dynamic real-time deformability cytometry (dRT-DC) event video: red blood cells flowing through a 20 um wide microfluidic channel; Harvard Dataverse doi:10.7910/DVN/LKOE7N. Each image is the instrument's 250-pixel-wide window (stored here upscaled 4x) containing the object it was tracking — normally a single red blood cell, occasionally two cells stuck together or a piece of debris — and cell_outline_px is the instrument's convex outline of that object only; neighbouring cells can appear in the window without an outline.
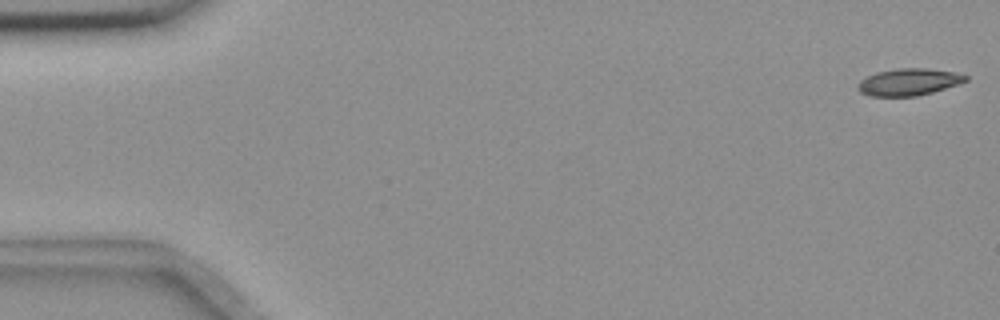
{"species": "common noctule bat (a hibernating species)", "species_latin": "Nyctalus noctula", "temperature_condition": "room temperature", "stored_images_in_passage": 56, "camera_frame_rate_fps": 3000, "um_per_image_px": 0.085, "animal": {"sex": "female", "body_mass_g": 18.4}, "frame": {"image": 1, "passage_image": 1, "time_ms": 0.0, "image_size_px": [1000, 320], "cell_outline_px": [[968, 80], [960, 84], [932, 92], [916, 96], [868, 96], [860, 92], [856, 88], [856, 84], [860, 80], [876, 72], [896, 68], [924, 68], [956, 72], [968, 76]], "centroid_in_image_um": [77.23, 6.97], "position_along_channel_um": 7.8, "area_um2": 17.11}}
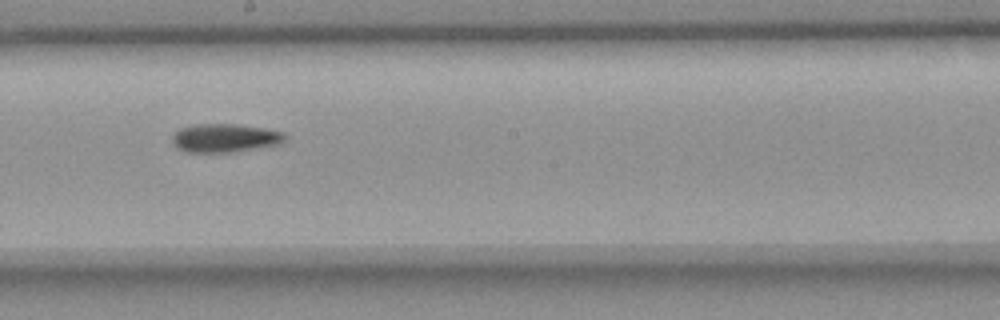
{"frame": {"image": 2, "passage_image": 31, "time_ms": 10.0, "image_size_px": [1000, 320], "cell_outline_px": [[288, 136], [280, 144], [228, 152], [188, 152], [180, 148], [172, 140], [172, 136], [180, 128], [196, 124], [232, 124], [264, 128], [284, 132]], "centroid_in_image_um": [19.15, 11.72], "position_along_channel_um": 229.1, "area_um2": 18.38}}
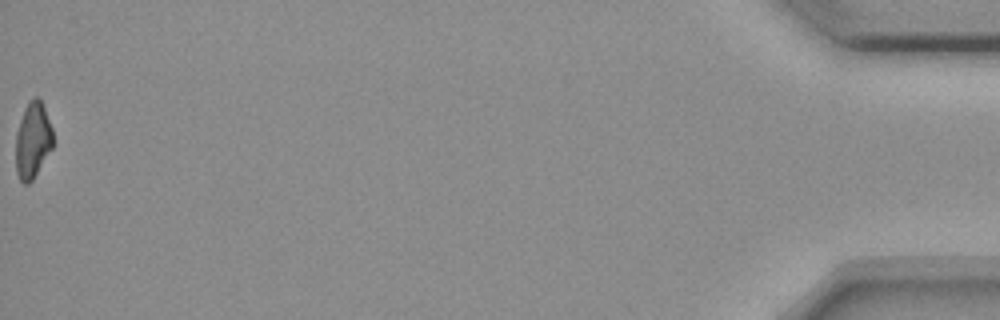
{"frame": {"image": 3, "passage_image": 56, "time_ms": 18.333, "image_size_px": [1000, 320], "cell_outline_px": [[52, 148], [32, 180], [28, 184], [24, 184], [20, 180], [16, 172], [16, 132], [24, 108], [28, 100], [32, 96], [40, 96], [52, 128]], "centroid_in_image_um": [2.77, 11.87], "position_along_channel_um": 432.4, "area_um2": 16.59}}